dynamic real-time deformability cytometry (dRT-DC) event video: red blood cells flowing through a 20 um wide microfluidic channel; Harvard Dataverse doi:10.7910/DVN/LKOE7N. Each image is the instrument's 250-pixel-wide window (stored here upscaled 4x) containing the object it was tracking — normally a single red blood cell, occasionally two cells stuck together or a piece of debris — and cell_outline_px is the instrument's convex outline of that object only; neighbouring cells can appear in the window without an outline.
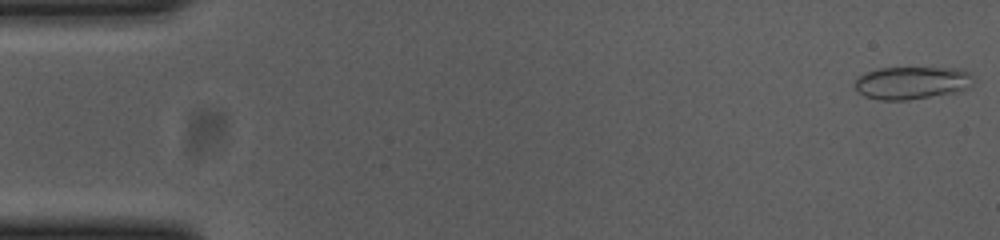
{"species": "common noctule bat (a hibernating species)", "species_latin": "Nyctalus noctula", "temperature_condition": "cold", "stored_images_in_passage": 55, "camera_frame_rate_fps": 3000, "um_per_image_px": 0.085, "animal": {"sex": "female", "body_mass_g": 23.0, "forearm_length_mm": 53.4}, "frame": {"image": 1, "passage_image": 1, "time_ms": 0.0, "image_size_px": [1000, 240], "cell_outline_px": [[972, 84], [968, 88], [952, 92], [908, 100], [880, 100], [864, 96], [856, 88], [856, 80], [860, 76], [876, 68], [964, 68], [972, 76]], "centroid_in_image_um": [77.52, 7.03], "position_along_channel_um": 7.5, "area_um2": 22.31}}
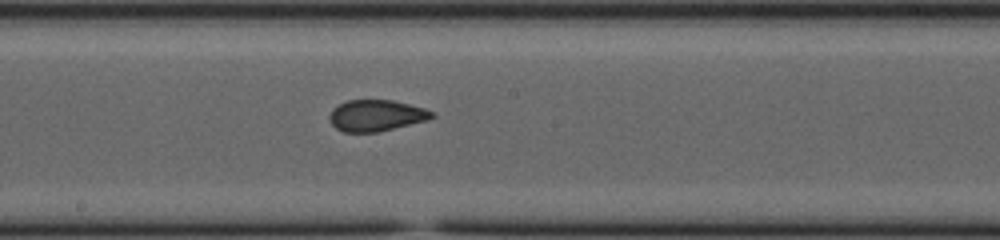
{"frame": {"image": 2, "passage_image": 29, "time_ms": 9.333, "image_size_px": [1000, 240], "cell_outline_px": [[436, 116], [428, 120], [376, 132], [344, 132], [336, 128], [332, 124], [328, 116], [332, 108], [348, 100], [392, 100], [424, 108], [436, 112]], "centroid_in_image_um": [31.99, 9.81], "position_along_channel_um": 216.2, "area_um2": 18.67}}
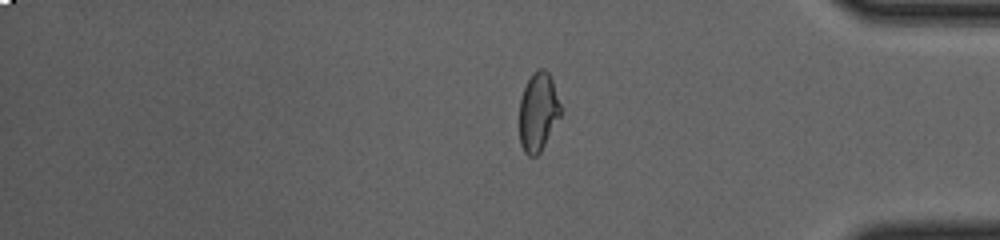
{"frame": {"image": 3, "passage_image": 45, "time_ms": 14.667, "image_size_px": [1000, 240], "cell_outline_px": [[564, 108], [560, 116], [540, 152], [536, 156], [528, 156], [524, 152], [520, 144], [520, 100], [524, 88], [532, 72], [536, 68], [544, 68], [548, 72], [552, 80]], "centroid_in_image_um": [45.77, 9.48], "position_along_channel_um": 389.4, "area_um2": 19.13}, "authors_computed_cell_mechanics": {"area_um2": 19.5364, "velocity_mm_per_s": 3.6857, "shape_relaxation_time_tau1_ms": 8.4644, "shape_relaxation_time_tau2_ms": 0.767, "deformation_change_tau1": 0.1574, "deformation_change_tau2": 0.0431}}